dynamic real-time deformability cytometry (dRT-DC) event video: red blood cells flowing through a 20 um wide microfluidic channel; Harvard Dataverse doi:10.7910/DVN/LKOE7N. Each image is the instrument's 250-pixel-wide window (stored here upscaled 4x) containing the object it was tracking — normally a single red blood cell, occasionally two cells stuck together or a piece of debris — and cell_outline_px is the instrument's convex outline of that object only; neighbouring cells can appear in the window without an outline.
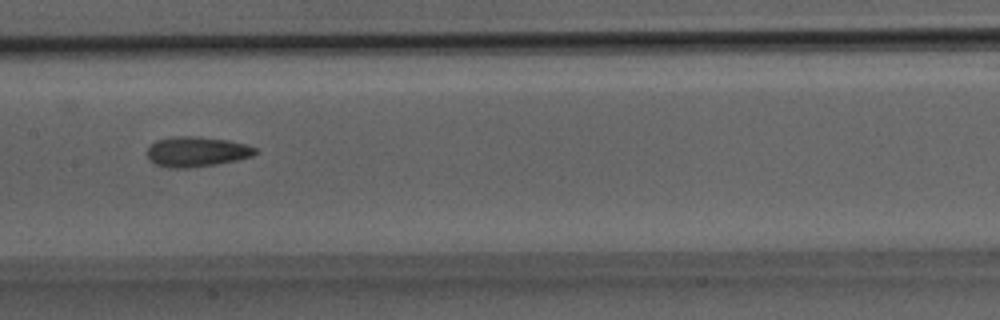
{"species": "Egyptian fruit bat (a non-hibernating species)", "species_latin": "Rousettus aegyptiacus", "temperature_condition": "room temperature", "stored_images_in_passage": 23, "camera_frame_rate_fps": 3000, "um_per_image_px": 0.085, "animal": {"sex": "male"}, "frame": {"image": 1, "passage_image": 10, "time_ms": 3.0, "image_size_px": [1000, 320], "cell_outline_px": [[260, 152], [252, 156], [236, 160], [216, 164], [188, 168], [168, 168], [156, 164], [148, 160], [148, 148], [156, 140], [176, 136], [196, 136], [228, 140], [248, 144], [256, 148]], "centroid_in_image_um": [16.74, 12.89], "position_along_channel_um": 190.7, "area_um2": 19.07}}
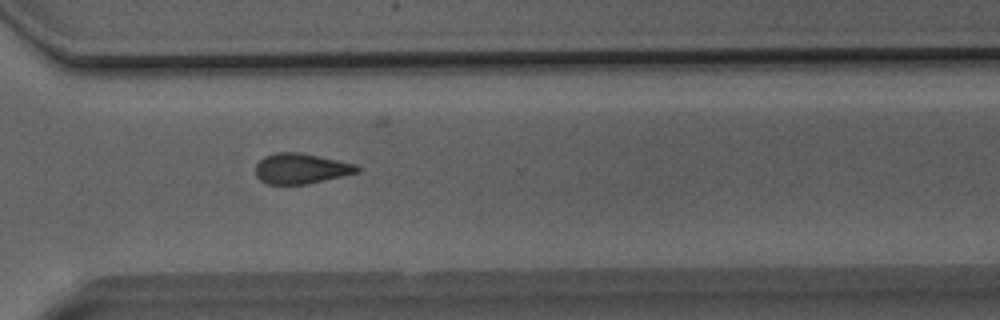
{"frame": {"image": 2, "passage_image": 17, "time_ms": 5.333, "image_size_px": [1000, 320], "cell_outline_px": [[360, 172], [308, 184], [268, 184], [260, 180], [256, 176], [256, 164], [264, 156], [276, 152], [300, 152], [356, 164], [360, 168]], "centroid_in_image_um": [25.59, 14.33], "position_along_channel_um": 345.0, "area_um2": 18.03}}